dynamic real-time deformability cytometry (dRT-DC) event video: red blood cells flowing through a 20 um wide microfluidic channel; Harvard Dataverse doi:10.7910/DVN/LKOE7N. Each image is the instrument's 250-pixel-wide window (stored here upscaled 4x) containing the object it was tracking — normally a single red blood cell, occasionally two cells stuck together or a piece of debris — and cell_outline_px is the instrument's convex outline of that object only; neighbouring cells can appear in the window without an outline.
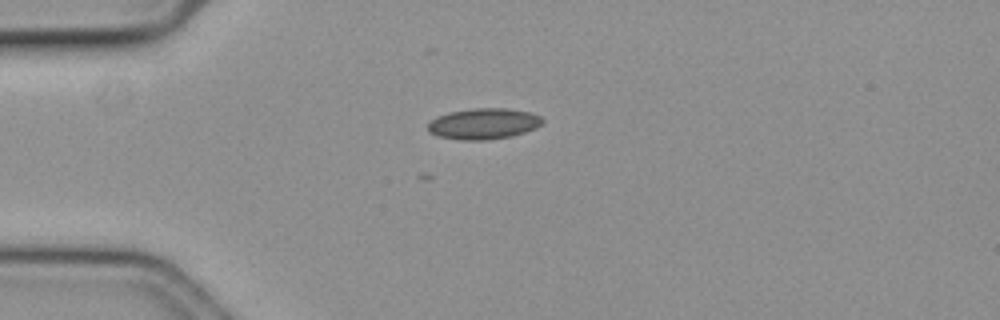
{"species": "common noctule bat (a hibernating species)", "species_latin": "Nyctalus noctula", "temperature_condition": "cold", "stored_images_in_passage": 3, "camera_frame_rate_fps": 3000, "um_per_image_px": 0.085, "animal": {"sex": "female", "body_mass_g": 19.3, "forearm_length_mm": 54.1}, "frame": {"image": 1, "passage_image": 1, "time_ms": 0.0, "image_size_px": [1000, 320], "cell_outline_px": [[544, 120], [536, 128], [512, 136], [488, 140], [460, 140], [436, 136], [428, 132], [428, 124], [436, 116], [448, 112], [472, 108], [504, 108], [532, 112], [540, 116]], "centroid_in_image_um": [41.08, 10.52], "position_along_channel_um": 43.9, "area_um2": 20.87}}